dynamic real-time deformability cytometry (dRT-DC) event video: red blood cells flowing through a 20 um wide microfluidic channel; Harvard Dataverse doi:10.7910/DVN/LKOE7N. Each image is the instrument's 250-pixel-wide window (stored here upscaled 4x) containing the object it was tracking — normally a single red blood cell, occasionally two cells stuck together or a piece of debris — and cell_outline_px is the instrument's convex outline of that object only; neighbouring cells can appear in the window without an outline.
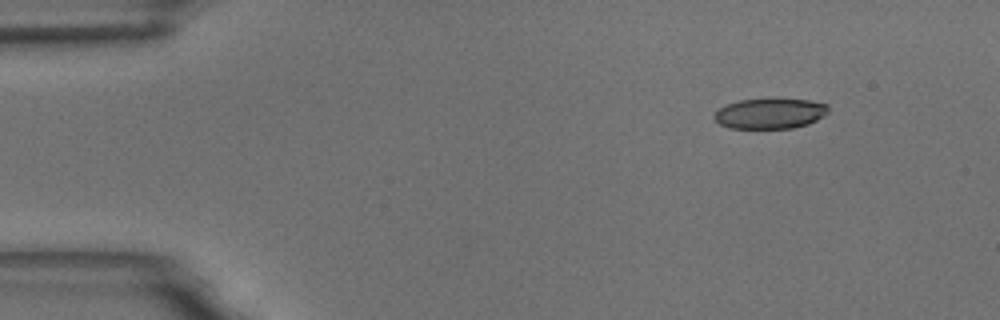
{"species": "common noctule bat (a hibernating species)", "species_latin": "Nyctalus noctula", "temperature_condition": "room temperature", "stored_images_in_passage": 11, "camera_frame_rate_fps": 3000, "um_per_image_px": 0.085, "animal": {"sex": "male", "body_mass_g": 18.8}, "frame": {"image": 1, "passage_image": 1, "time_ms": 0.0, "image_size_px": [1000, 320], "cell_outline_px": [[828, 112], [824, 116], [808, 124], [792, 128], [728, 128], [720, 124], [712, 116], [720, 108], [728, 104], [740, 100], [808, 100], [828, 104]], "centroid_in_image_um": [65.46, 9.67], "position_along_channel_um": 19.5, "area_um2": 19.83}}
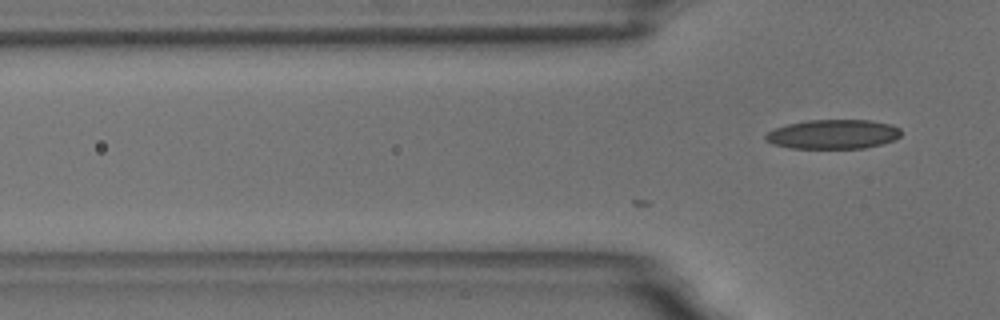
{"frame": {"image": 2, "passage_image": 11, "time_ms": 3.333, "image_size_px": [1000, 320], "cell_outline_px": [[900, 136], [896, 140], [864, 148], [792, 148], [772, 144], [764, 140], [764, 136], [768, 132], [776, 128], [788, 124], [808, 120], [872, 120], [892, 124], [900, 128]], "centroid_in_image_um": [70.83, 11.41], "position_along_channel_um": 55.0, "area_um2": 23.24}}